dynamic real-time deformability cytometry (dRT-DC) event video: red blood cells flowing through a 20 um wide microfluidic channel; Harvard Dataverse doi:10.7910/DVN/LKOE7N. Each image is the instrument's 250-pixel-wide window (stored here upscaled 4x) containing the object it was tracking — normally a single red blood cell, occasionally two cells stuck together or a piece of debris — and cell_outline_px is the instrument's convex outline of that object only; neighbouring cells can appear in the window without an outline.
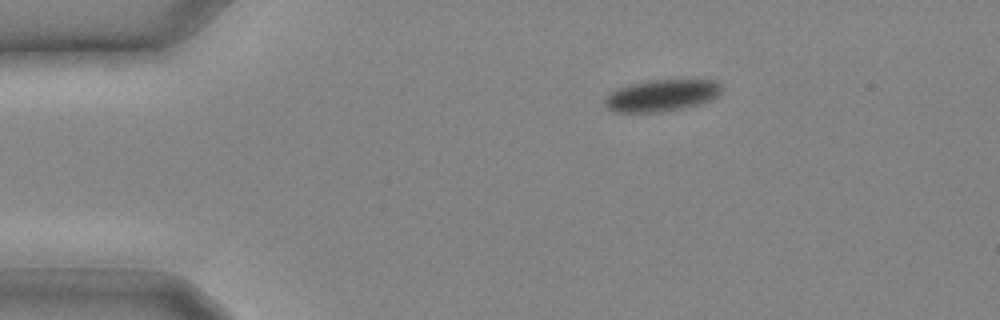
{"species": "common noctule bat (a hibernating species)", "species_latin": "Nyctalus noctula", "temperature_condition": "cold", "stored_images_in_passage": 10, "camera_frame_rate_fps": 3000, "um_per_image_px": 0.085, "animal": {"sex": "male", "body_mass_g": 20.4}, "frame": {"image": 1, "passage_image": 1, "time_ms": 0.0, "image_size_px": [1000, 320], "cell_outline_px": [[720, 96], [684, 108], [660, 112], [612, 112], [604, 104], [604, 100], [608, 92], [616, 88], [628, 84], [648, 80], [720, 80]], "centroid_in_image_um": [56.19, 8.1], "position_along_channel_um": 28.8, "area_um2": 21.79}}
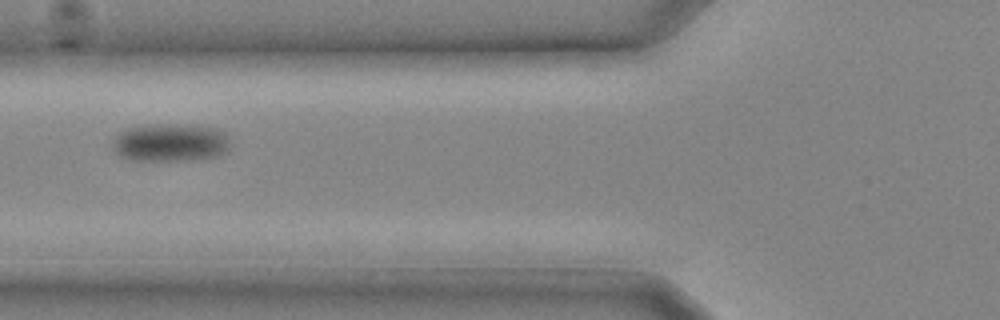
{"frame": {"image": 2, "passage_image": 7, "time_ms": 2.0, "image_size_px": [1000, 320], "cell_outline_px": [[228, 148], [224, 152], [216, 156], [188, 160], [132, 160], [120, 156], [112, 148], [112, 140], [120, 132], [128, 128], [176, 124], [216, 128], [224, 132], [228, 144]], "centroid_in_image_um": [14.44, 12.13], "position_along_channel_um": 111.4, "area_um2": 25.43}}
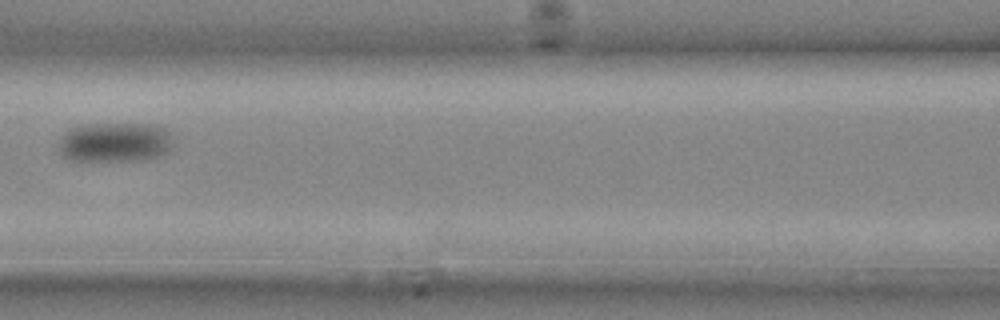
{"frame": {"image": 3, "passage_image": 9, "time_ms": 2.667, "image_size_px": [1000, 320], "cell_outline_px": [[172, 144], [168, 152], [144, 160], [72, 160], [64, 156], [60, 152], [56, 140], [64, 132], [72, 128], [84, 124], [148, 124], [164, 128], [168, 132]], "centroid_in_image_um": [9.7, 12.08], "position_along_channel_um": 156.9, "area_um2": 26.41}}